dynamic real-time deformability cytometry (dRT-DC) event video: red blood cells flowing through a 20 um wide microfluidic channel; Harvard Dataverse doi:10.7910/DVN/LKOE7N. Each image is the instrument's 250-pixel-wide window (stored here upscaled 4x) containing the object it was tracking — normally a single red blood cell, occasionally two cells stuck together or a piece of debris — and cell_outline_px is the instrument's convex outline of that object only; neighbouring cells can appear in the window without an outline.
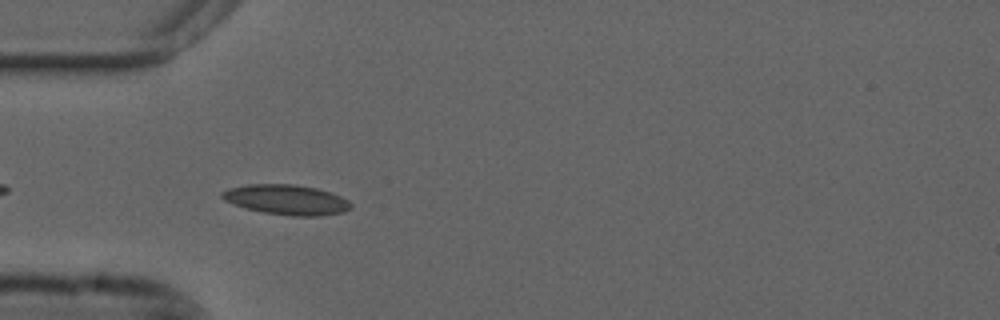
{"species": "common noctule bat (a hibernating species)", "species_latin": "Nyctalus noctula", "temperature_condition": "cold", "stored_images_in_passage": 40, "camera_frame_rate_fps": 3000, "um_per_image_px": 0.085, "animal": {"sex": "male", "forearm_length_mm": 52.5}, "frame": {"image": 1, "passage_image": 3, "time_ms": 0.667, "image_size_px": [1000, 320], "cell_outline_px": [[352, 208], [344, 212], [320, 216], [292, 216], [264, 212], [244, 208], [224, 200], [220, 196], [220, 192], [228, 188], [248, 184], [292, 184], [316, 188], [340, 196], [348, 200], [352, 204]], "centroid_in_image_um": [24.34, 16.98], "position_along_channel_um": 60.7, "area_um2": 22.6}}
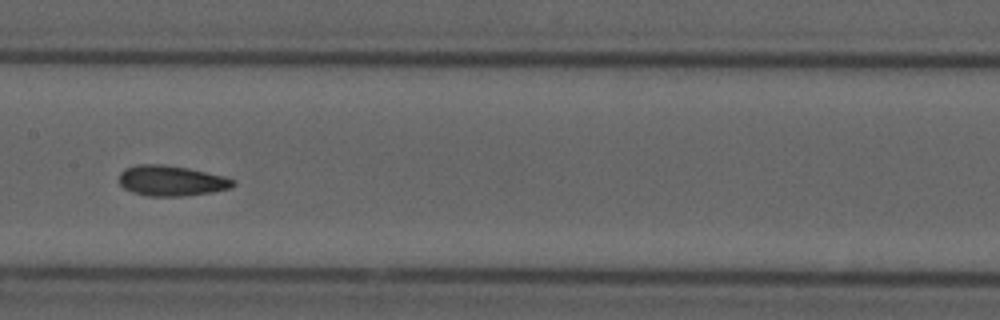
{"frame": {"image": 2, "passage_image": 14, "time_ms": 4.333, "image_size_px": [1000, 320], "cell_outline_px": [[236, 184], [232, 188], [212, 192], [180, 196], [148, 196], [132, 192], [124, 188], [120, 184], [120, 172], [124, 168], [136, 164], [164, 164], [188, 168], [224, 176], [236, 180]], "centroid_in_image_um": [14.57, 15.35], "position_along_channel_um": 192.8, "area_um2": 20.35}}
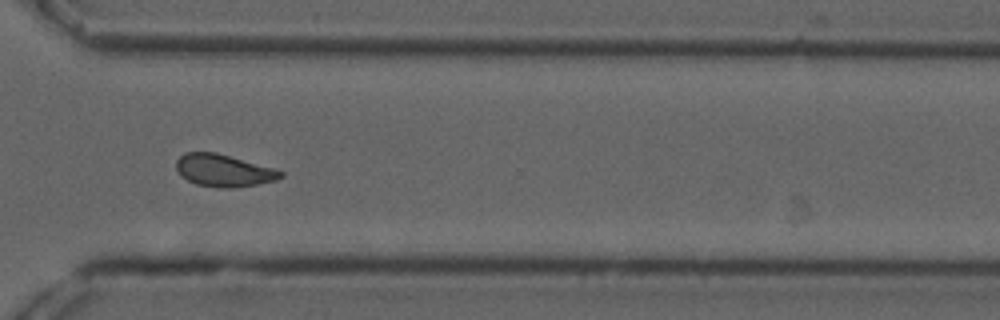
{"frame": {"image": 3, "passage_image": 27, "time_ms": 8.667, "image_size_px": [1000, 320], "cell_outline_px": [[284, 176], [276, 180], [256, 184], [232, 188], [220, 188], [196, 184], [180, 176], [176, 168], [176, 160], [184, 152], [216, 152], [276, 168], [284, 172]], "centroid_in_image_um": [19.02, 14.48], "position_along_channel_um": 351.6, "area_um2": 19.83}, "authors_computed_cell_mechanics": {"area_um2": 19.5653, "velocity_mm_per_s": 3.6698, "shape_relaxation_time_tau1_ms": null, "shape_relaxation_time_tau2_ms": 2.2445, "deformation_change_tau1": null, "deformation_change_tau2": 0.076}}